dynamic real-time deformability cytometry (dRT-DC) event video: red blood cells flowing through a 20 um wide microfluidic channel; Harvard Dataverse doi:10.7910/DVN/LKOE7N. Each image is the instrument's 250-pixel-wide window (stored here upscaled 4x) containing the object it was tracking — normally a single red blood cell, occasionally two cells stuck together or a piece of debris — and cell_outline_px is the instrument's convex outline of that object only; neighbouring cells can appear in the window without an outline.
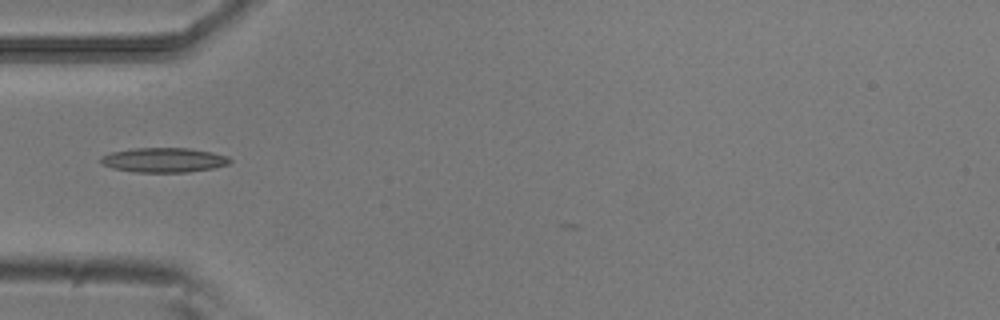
{"species": "common noctule bat (a hibernating species)", "species_latin": "Nyctalus noctula", "temperature_condition": "room temperature", "stored_images_in_passage": 3, "camera_frame_rate_fps": 3000, "um_per_image_px": 0.085, "animal": {"sex": "male", "body_mass_g": 20.5, "forearm_length_mm": 52.5}, "frame": {"image": 1, "passage_image": 1, "time_ms": 0.0, "image_size_px": [1000, 320], "cell_outline_px": [[232, 160], [228, 164], [212, 168], [188, 172], [136, 172], [112, 168], [100, 164], [100, 156], [112, 152], [132, 148], [188, 148], [212, 152], [228, 156]], "centroid_in_image_um": [13.9, 13.6], "position_along_channel_um": 71.1, "area_um2": 18.55}}